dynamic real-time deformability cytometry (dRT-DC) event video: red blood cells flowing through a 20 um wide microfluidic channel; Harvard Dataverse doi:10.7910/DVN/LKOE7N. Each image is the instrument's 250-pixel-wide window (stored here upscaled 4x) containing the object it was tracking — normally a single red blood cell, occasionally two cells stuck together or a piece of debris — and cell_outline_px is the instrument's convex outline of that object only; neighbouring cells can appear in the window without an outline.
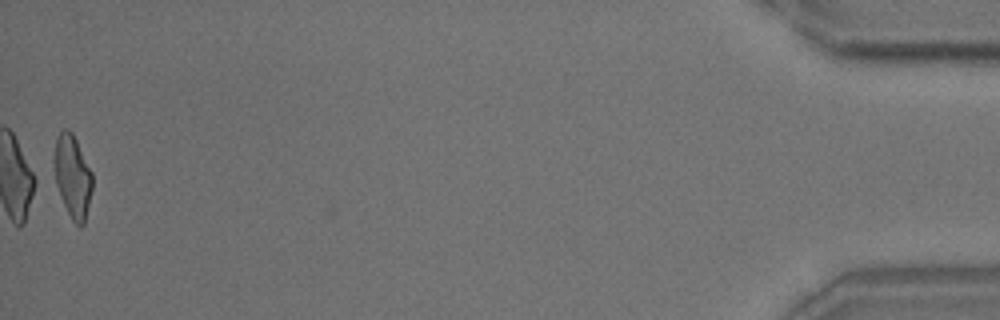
{"species": "common noctule bat (a hibernating species)", "species_latin": "Nyctalus noctula", "temperature_condition": "room temperature", "stored_images_in_passage": 41, "camera_frame_rate_fps": 3000, "um_per_image_px": 0.085, "animal": {"sex": "male", "body_mass_g": 18.8}, "frame": {"image": 1, "passage_image": 41, "time_ms": 13.333, "image_size_px": [1000, 320], "cell_outline_px": [[92, 188], [84, 224], [80, 228], [72, 220], [48, 180], [56, 136], [64, 128], [68, 128], [72, 132], [92, 172]], "centroid_in_image_um": [6.04, 15.0], "position_along_channel_um": 429.2, "area_um2": 19.88}, "authors_computed_cell_mechanics": {"area_um2": 18.9006, "velocity_mm_per_s": 3.4965, "shape_relaxation_time_tau1_ms": 8.4813, "shape_relaxation_time_tau2_ms": 1.9371, "deformation_change_tau1": 0.2419, "deformation_change_tau2": 0.1027}}